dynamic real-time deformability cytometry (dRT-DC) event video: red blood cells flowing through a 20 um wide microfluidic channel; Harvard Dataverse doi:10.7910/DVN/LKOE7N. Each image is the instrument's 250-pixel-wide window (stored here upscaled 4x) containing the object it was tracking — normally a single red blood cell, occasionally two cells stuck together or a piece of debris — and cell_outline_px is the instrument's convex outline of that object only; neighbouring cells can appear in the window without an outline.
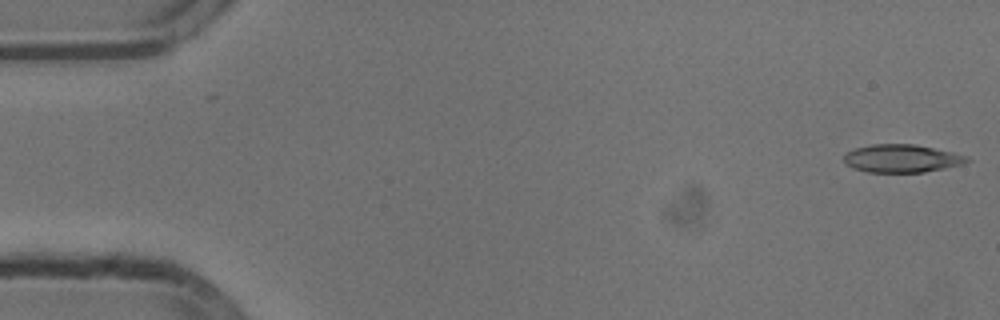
{"species": "common noctule bat (a hibernating species)", "species_latin": "Nyctalus noctula", "temperature_condition": "cold", "stored_images_in_passage": 53, "camera_frame_rate_fps": 3000, "um_per_image_px": 0.085, "animal": {"sex": "male", "body_mass_g": 13.3}, "frame": {"image": 1, "passage_image": 1, "time_ms": 0.0, "image_size_px": [1000, 320], "cell_outline_px": [[972, 160], [960, 164], [944, 168], [924, 172], [868, 172], [852, 168], [844, 160], [844, 156], [848, 152], [856, 148], [872, 144], [912, 144], [952, 152], [968, 156]], "centroid_in_image_um": [76.65, 13.47], "position_along_channel_um": 8.4, "area_um2": 19.77}}
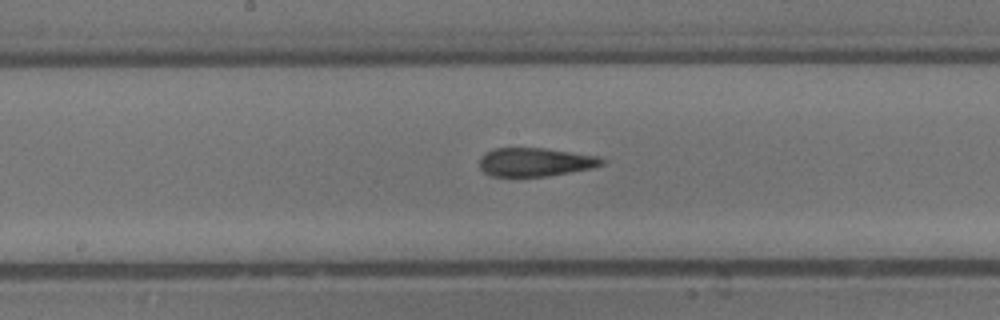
{"frame": {"image": 2, "passage_image": 27, "time_ms": 8.667, "image_size_px": [1000, 320], "cell_outline_px": [[608, 160], [604, 164], [592, 168], [548, 176], [492, 176], [484, 172], [480, 168], [480, 156], [484, 152], [492, 148], [544, 148], [600, 156]], "centroid_in_image_um": [45.52, 13.76], "position_along_channel_um": 202.7, "area_um2": 20.58}}
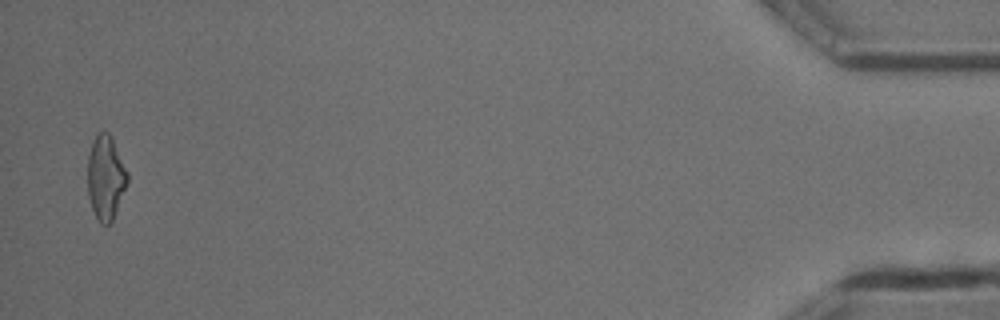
{"frame": {"image": 3, "passage_image": 52, "time_ms": 17.0, "image_size_px": [1000, 320], "cell_outline_px": [[128, 180], [112, 220], [108, 224], [100, 224], [92, 208], [88, 196], [88, 156], [96, 132], [108, 132], [112, 136], [128, 172]], "centroid_in_image_um": [8.98, 15.05], "position_along_channel_um": 426.2, "area_um2": 19.36}, "authors_computed_cell_mechanics": {"area_um2": 20.519, "velocity_mm_per_s": 3.8159, "shape_relaxation_time_tau1_ms": 8.948, "shape_relaxation_time_tau2_ms": 2.0224, "deformation_change_tau1": 0.2295, "deformation_change_tau2": 0.1241}}